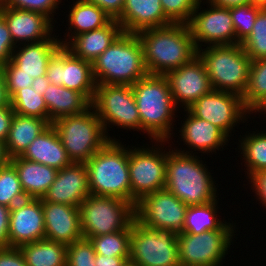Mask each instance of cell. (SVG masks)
Segmentation results:
<instances>
[{"instance_id": "obj_1", "label": "cell", "mask_w": 266, "mask_h": 266, "mask_svg": "<svg viewBox=\"0 0 266 266\" xmlns=\"http://www.w3.org/2000/svg\"><path fill=\"white\" fill-rule=\"evenodd\" d=\"M148 74L165 75L197 56L188 24L171 23L138 33Z\"/></svg>"}, {"instance_id": "obj_2", "label": "cell", "mask_w": 266, "mask_h": 266, "mask_svg": "<svg viewBox=\"0 0 266 266\" xmlns=\"http://www.w3.org/2000/svg\"><path fill=\"white\" fill-rule=\"evenodd\" d=\"M132 90L140 115L141 132L148 134L152 143L171 140L176 125L173 123L174 113L179 107L174 103L166 77L147 74L132 85Z\"/></svg>"}, {"instance_id": "obj_3", "label": "cell", "mask_w": 266, "mask_h": 266, "mask_svg": "<svg viewBox=\"0 0 266 266\" xmlns=\"http://www.w3.org/2000/svg\"><path fill=\"white\" fill-rule=\"evenodd\" d=\"M168 150L165 189L187 206L204 205L216 200L218 185H215L216 181L202 158L173 148Z\"/></svg>"}, {"instance_id": "obj_4", "label": "cell", "mask_w": 266, "mask_h": 266, "mask_svg": "<svg viewBox=\"0 0 266 266\" xmlns=\"http://www.w3.org/2000/svg\"><path fill=\"white\" fill-rule=\"evenodd\" d=\"M109 140L86 163L90 194L117 197L131 203L128 147Z\"/></svg>"}, {"instance_id": "obj_5", "label": "cell", "mask_w": 266, "mask_h": 266, "mask_svg": "<svg viewBox=\"0 0 266 266\" xmlns=\"http://www.w3.org/2000/svg\"><path fill=\"white\" fill-rule=\"evenodd\" d=\"M92 68L96 85L132 86L148 74L138 36L124 32L98 56Z\"/></svg>"}, {"instance_id": "obj_6", "label": "cell", "mask_w": 266, "mask_h": 266, "mask_svg": "<svg viewBox=\"0 0 266 266\" xmlns=\"http://www.w3.org/2000/svg\"><path fill=\"white\" fill-rule=\"evenodd\" d=\"M213 90L243 97L248 85L251 59L242 44L210 45L198 49Z\"/></svg>"}, {"instance_id": "obj_7", "label": "cell", "mask_w": 266, "mask_h": 266, "mask_svg": "<svg viewBox=\"0 0 266 266\" xmlns=\"http://www.w3.org/2000/svg\"><path fill=\"white\" fill-rule=\"evenodd\" d=\"M52 125L74 163H86L109 141L92 106L83 113L58 118Z\"/></svg>"}, {"instance_id": "obj_8", "label": "cell", "mask_w": 266, "mask_h": 266, "mask_svg": "<svg viewBox=\"0 0 266 266\" xmlns=\"http://www.w3.org/2000/svg\"><path fill=\"white\" fill-rule=\"evenodd\" d=\"M84 239L131 230L135 206L121 198L90 194L79 206Z\"/></svg>"}, {"instance_id": "obj_9", "label": "cell", "mask_w": 266, "mask_h": 266, "mask_svg": "<svg viewBox=\"0 0 266 266\" xmlns=\"http://www.w3.org/2000/svg\"><path fill=\"white\" fill-rule=\"evenodd\" d=\"M154 142L152 147H149V145L144 146L143 144V146L140 147L132 146V148H129L128 145L131 203L135 207L137 202L144 196L165 189L166 155L168 151H166V148L165 150L163 148L166 142L167 144L169 142Z\"/></svg>"}, {"instance_id": "obj_10", "label": "cell", "mask_w": 266, "mask_h": 266, "mask_svg": "<svg viewBox=\"0 0 266 266\" xmlns=\"http://www.w3.org/2000/svg\"><path fill=\"white\" fill-rule=\"evenodd\" d=\"M177 237L171 229L146 227L135 218L129 259L138 266H180Z\"/></svg>"}, {"instance_id": "obj_11", "label": "cell", "mask_w": 266, "mask_h": 266, "mask_svg": "<svg viewBox=\"0 0 266 266\" xmlns=\"http://www.w3.org/2000/svg\"><path fill=\"white\" fill-rule=\"evenodd\" d=\"M91 106L101 120L109 140H117L108 135L109 125L141 132L140 115L131 85H96Z\"/></svg>"}, {"instance_id": "obj_12", "label": "cell", "mask_w": 266, "mask_h": 266, "mask_svg": "<svg viewBox=\"0 0 266 266\" xmlns=\"http://www.w3.org/2000/svg\"><path fill=\"white\" fill-rule=\"evenodd\" d=\"M233 224L226 222L219 230L198 235L178 233L180 266H222L236 233L237 225Z\"/></svg>"}, {"instance_id": "obj_13", "label": "cell", "mask_w": 266, "mask_h": 266, "mask_svg": "<svg viewBox=\"0 0 266 266\" xmlns=\"http://www.w3.org/2000/svg\"><path fill=\"white\" fill-rule=\"evenodd\" d=\"M202 3H207L208 8L202 9ZM188 26L197 50L202 46L236 44L230 8L217 6L209 0H199Z\"/></svg>"}, {"instance_id": "obj_14", "label": "cell", "mask_w": 266, "mask_h": 266, "mask_svg": "<svg viewBox=\"0 0 266 266\" xmlns=\"http://www.w3.org/2000/svg\"><path fill=\"white\" fill-rule=\"evenodd\" d=\"M188 110L195 117L209 121L220 128L229 138L233 136L231 131L235 129L234 127L240 124L239 122L248 121L251 114L245 108L240 95L217 90L202 95Z\"/></svg>"}, {"instance_id": "obj_15", "label": "cell", "mask_w": 266, "mask_h": 266, "mask_svg": "<svg viewBox=\"0 0 266 266\" xmlns=\"http://www.w3.org/2000/svg\"><path fill=\"white\" fill-rule=\"evenodd\" d=\"M188 206L166 189L144 196L135 207L136 219L146 227L182 232Z\"/></svg>"}, {"instance_id": "obj_16", "label": "cell", "mask_w": 266, "mask_h": 266, "mask_svg": "<svg viewBox=\"0 0 266 266\" xmlns=\"http://www.w3.org/2000/svg\"><path fill=\"white\" fill-rule=\"evenodd\" d=\"M46 77L50 84L75 90L92 103L96 89L92 63L75 57L64 46L49 60Z\"/></svg>"}, {"instance_id": "obj_17", "label": "cell", "mask_w": 266, "mask_h": 266, "mask_svg": "<svg viewBox=\"0 0 266 266\" xmlns=\"http://www.w3.org/2000/svg\"><path fill=\"white\" fill-rule=\"evenodd\" d=\"M164 76L168 81L175 105L179 104L178 106L184 110L202 95L213 90L205 66L198 55L178 69L167 72Z\"/></svg>"}, {"instance_id": "obj_18", "label": "cell", "mask_w": 266, "mask_h": 266, "mask_svg": "<svg viewBox=\"0 0 266 266\" xmlns=\"http://www.w3.org/2000/svg\"><path fill=\"white\" fill-rule=\"evenodd\" d=\"M8 246L45 239V219L41 198H27L10 208Z\"/></svg>"}, {"instance_id": "obj_19", "label": "cell", "mask_w": 266, "mask_h": 266, "mask_svg": "<svg viewBox=\"0 0 266 266\" xmlns=\"http://www.w3.org/2000/svg\"><path fill=\"white\" fill-rule=\"evenodd\" d=\"M89 195L87 166L72 162L58 171L56 179L41 199L79 207Z\"/></svg>"}, {"instance_id": "obj_20", "label": "cell", "mask_w": 266, "mask_h": 266, "mask_svg": "<svg viewBox=\"0 0 266 266\" xmlns=\"http://www.w3.org/2000/svg\"><path fill=\"white\" fill-rule=\"evenodd\" d=\"M0 13L5 18L15 45L40 42L53 34L55 24L44 14L10 8L1 2Z\"/></svg>"}, {"instance_id": "obj_21", "label": "cell", "mask_w": 266, "mask_h": 266, "mask_svg": "<svg viewBox=\"0 0 266 266\" xmlns=\"http://www.w3.org/2000/svg\"><path fill=\"white\" fill-rule=\"evenodd\" d=\"M185 111V119L183 123L181 121V128L178 130L180 133V139L183 141V145H187L188 149L185 148H174L175 150L185 153V154H198L215 152L216 149L219 151L221 148L227 145L230 138L217 126L211 124L209 121L202 120L195 117L188 109ZM187 115V116H186ZM185 149V150H184ZM191 149V151H190ZM192 149L194 151H192ZM186 151V152H185ZM194 152V153H193Z\"/></svg>"}, {"instance_id": "obj_22", "label": "cell", "mask_w": 266, "mask_h": 266, "mask_svg": "<svg viewBox=\"0 0 266 266\" xmlns=\"http://www.w3.org/2000/svg\"><path fill=\"white\" fill-rule=\"evenodd\" d=\"M45 219V239L65 245L83 238L79 207L45 202L41 199Z\"/></svg>"}, {"instance_id": "obj_23", "label": "cell", "mask_w": 266, "mask_h": 266, "mask_svg": "<svg viewBox=\"0 0 266 266\" xmlns=\"http://www.w3.org/2000/svg\"><path fill=\"white\" fill-rule=\"evenodd\" d=\"M58 37L59 34H53L40 42L17 45L10 61L18 68V73L33 79L45 76L49 60L62 47Z\"/></svg>"}, {"instance_id": "obj_24", "label": "cell", "mask_w": 266, "mask_h": 266, "mask_svg": "<svg viewBox=\"0 0 266 266\" xmlns=\"http://www.w3.org/2000/svg\"><path fill=\"white\" fill-rule=\"evenodd\" d=\"M116 20L124 33L132 34L172 23L165 16L160 0H125L123 11Z\"/></svg>"}, {"instance_id": "obj_25", "label": "cell", "mask_w": 266, "mask_h": 266, "mask_svg": "<svg viewBox=\"0 0 266 266\" xmlns=\"http://www.w3.org/2000/svg\"><path fill=\"white\" fill-rule=\"evenodd\" d=\"M122 33L121 25L112 19L106 26L75 36L65 48L75 57L93 63Z\"/></svg>"}, {"instance_id": "obj_26", "label": "cell", "mask_w": 266, "mask_h": 266, "mask_svg": "<svg viewBox=\"0 0 266 266\" xmlns=\"http://www.w3.org/2000/svg\"><path fill=\"white\" fill-rule=\"evenodd\" d=\"M19 157L54 167L57 170L72 163L52 124L41 132Z\"/></svg>"}, {"instance_id": "obj_27", "label": "cell", "mask_w": 266, "mask_h": 266, "mask_svg": "<svg viewBox=\"0 0 266 266\" xmlns=\"http://www.w3.org/2000/svg\"><path fill=\"white\" fill-rule=\"evenodd\" d=\"M10 162L17 170L27 198H42L59 171L54 167L32 162L19 156L11 158Z\"/></svg>"}, {"instance_id": "obj_28", "label": "cell", "mask_w": 266, "mask_h": 266, "mask_svg": "<svg viewBox=\"0 0 266 266\" xmlns=\"http://www.w3.org/2000/svg\"><path fill=\"white\" fill-rule=\"evenodd\" d=\"M69 7L68 30L65 38L60 39L62 46H66L75 36L106 26L113 18L93 3L76 0ZM71 33V35H70ZM68 37V38H67Z\"/></svg>"}, {"instance_id": "obj_29", "label": "cell", "mask_w": 266, "mask_h": 266, "mask_svg": "<svg viewBox=\"0 0 266 266\" xmlns=\"http://www.w3.org/2000/svg\"><path fill=\"white\" fill-rule=\"evenodd\" d=\"M48 108V123L65 116L77 115L91 107V102L81 93L49 84L43 93Z\"/></svg>"}, {"instance_id": "obj_30", "label": "cell", "mask_w": 266, "mask_h": 266, "mask_svg": "<svg viewBox=\"0 0 266 266\" xmlns=\"http://www.w3.org/2000/svg\"><path fill=\"white\" fill-rule=\"evenodd\" d=\"M49 125L45 119L14 113L9 135L5 142L8 157L11 159L20 156Z\"/></svg>"}, {"instance_id": "obj_31", "label": "cell", "mask_w": 266, "mask_h": 266, "mask_svg": "<svg viewBox=\"0 0 266 266\" xmlns=\"http://www.w3.org/2000/svg\"><path fill=\"white\" fill-rule=\"evenodd\" d=\"M27 266H66L67 245L48 239L21 245Z\"/></svg>"}, {"instance_id": "obj_32", "label": "cell", "mask_w": 266, "mask_h": 266, "mask_svg": "<svg viewBox=\"0 0 266 266\" xmlns=\"http://www.w3.org/2000/svg\"><path fill=\"white\" fill-rule=\"evenodd\" d=\"M239 139L238 150L245 166V173L249 179L255 173L266 170V131H253ZM259 132V133H258ZM247 170V171H246Z\"/></svg>"}, {"instance_id": "obj_33", "label": "cell", "mask_w": 266, "mask_h": 266, "mask_svg": "<svg viewBox=\"0 0 266 266\" xmlns=\"http://www.w3.org/2000/svg\"><path fill=\"white\" fill-rule=\"evenodd\" d=\"M218 202L216 199L204 205L188 206L182 232L198 235L205 231L219 230L226 221L220 220L216 214L219 213Z\"/></svg>"}, {"instance_id": "obj_34", "label": "cell", "mask_w": 266, "mask_h": 266, "mask_svg": "<svg viewBox=\"0 0 266 266\" xmlns=\"http://www.w3.org/2000/svg\"><path fill=\"white\" fill-rule=\"evenodd\" d=\"M266 98V57L251 61L248 85L242 97L245 108L253 110Z\"/></svg>"}, {"instance_id": "obj_35", "label": "cell", "mask_w": 266, "mask_h": 266, "mask_svg": "<svg viewBox=\"0 0 266 266\" xmlns=\"http://www.w3.org/2000/svg\"><path fill=\"white\" fill-rule=\"evenodd\" d=\"M96 254L112 257H130L131 230L94 236L89 239Z\"/></svg>"}, {"instance_id": "obj_36", "label": "cell", "mask_w": 266, "mask_h": 266, "mask_svg": "<svg viewBox=\"0 0 266 266\" xmlns=\"http://www.w3.org/2000/svg\"><path fill=\"white\" fill-rule=\"evenodd\" d=\"M10 105L17 114L39 117L48 122V108L44 97L36 93L31 86L18 90L10 98Z\"/></svg>"}, {"instance_id": "obj_37", "label": "cell", "mask_w": 266, "mask_h": 266, "mask_svg": "<svg viewBox=\"0 0 266 266\" xmlns=\"http://www.w3.org/2000/svg\"><path fill=\"white\" fill-rule=\"evenodd\" d=\"M27 199L15 166L9 161L0 167V204L12 208Z\"/></svg>"}, {"instance_id": "obj_38", "label": "cell", "mask_w": 266, "mask_h": 266, "mask_svg": "<svg viewBox=\"0 0 266 266\" xmlns=\"http://www.w3.org/2000/svg\"><path fill=\"white\" fill-rule=\"evenodd\" d=\"M241 44L252 61L266 57V9L259 12L250 35Z\"/></svg>"}, {"instance_id": "obj_39", "label": "cell", "mask_w": 266, "mask_h": 266, "mask_svg": "<svg viewBox=\"0 0 266 266\" xmlns=\"http://www.w3.org/2000/svg\"><path fill=\"white\" fill-rule=\"evenodd\" d=\"M261 10L262 8L253 6L251 3L230 8L236 33V44H241L250 35Z\"/></svg>"}, {"instance_id": "obj_40", "label": "cell", "mask_w": 266, "mask_h": 266, "mask_svg": "<svg viewBox=\"0 0 266 266\" xmlns=\"http://www.w3.org/2000/svg\"><path fill=\"white\" fill-rule=\"evenodd\" d=\"M95 258L94 247L88 239L67 245L66 266H95Z\"/></svg>"}, {"instance_id": "obj_41", "label": "cell", "mask_w": 266, "mask_h": 266, "mask_svg": "<svg viewBox=\"0 0 266 266\" xmlns=\"http://www.w3.org/2000/svg\"><path fill=\"white\" fill-rule=\"evenodd\" d=\"M165 16L172 23L188 24L199 0H160Z\"/></svg>"}, {"instance_id": "obj_42", "label": "cell", "mask_w": 266, "mask_h": 266, "mask_svg": "<svg viewBox=\"0 0 266 266\" xmlns=\"http://www.w3.org/2000/svg\"><path fill=\"white\" fill-rule=\"evenodd\" d=\"M7 7L29 10L46 15L54 23V13L61 0H0Z\"/></svg>"}, {"instance_id": "obj_43", "label": "cell", "mask_w": 266, "mask_h": 266, "mask_svg": "<svg viewBox=\"0 0 266 266\" xmlns=\"http://www.w3.org/2000/svg\"><path fill=\"white\" fill-rule=\"evenodd\" d=\"M0 70L5 79L6 89L9 98H11L18 90L30 87L33 83V78L23 73H18V68L8 61L0 67Z\"/></svg>"}, {"instance_id": "obj_44", "label": "cell", "mask_w": 266, "mask_h": 266, "mask_svg": "<svg viewBox=\"0 0 266 266\" xmlns=\"http://www.w3.org/2000/svg\"><path fill=\"white\" fill-rule=\"evenodd\" d=\"M16 46L17 45H15L12 40L5 18L0 13V67L11 60L12 53Z\"/></svg>"}, {"instance_id": "obj_45", "label": "cell", "mask_w": 266, "mask_h": 266, "mask_svg": "<svg viewBox=\"0 0 266 266\" xmlns=\"http://www.w3.org/2000/svg\"><path fill=\"white\" fill-rule=\"evenodd\" d=\"M0 266H27L23 253L19 247H5L0 249Z\"/></svg>"}, {"instance_id": "obj_46", "label": "cell", "mask_w": 266, "mask_h": 266, "mask_svg": "<svg viewBox=\"0 0 266 266\" xmlns=\"http://www.w3.org/2000/svg\"><path fill=\"white\" fill-rule=\"evenodd\" d=\"M249 184L261 206L266 208V170L259 171L249 178ZM251 182V183H250Z\"/></svg>"}, {"instance_id": "obj_47", "label": "cell", "mask_w": 266, "mask_h": 266, "mask_svg": "<svg viewBox=\"0 0 266 266\" xmlns=\"http://www.w3.org/2000/svg\"><path fill=\"white\" fill-rule=\"evenodd\" d=\"M89 3H93L105 11L113 19H117L125 4V0H85Z\"/></svg>"}, {"instance_id": "obj_48", "label": "cell", "mask_w": 266, "mask_h": 266, "mask_svg": "<svg viewBox=\"0 0 266 266\" xmlns=\"http://www.w3.org/2000/svg\"><path fill=\"white\" fill-rule=\"evenodd\" d=\"M14 113L11 105L0 107V141L4 143L8 138Z\"/></svg>"}, {"instance_id": "obj_49", "label": "cell", "mask_w": 266, "mask_h": 266, "mask_svg": "<svg viewBox=\"0 0 266 266\" xmlns=\"http://www.w3.org/2000/svg\"><path fill=\"white\" fill-rule=\"evenodd\" d=\"M10 208L0 204V249L8 247Z\"/></svg>"}, {"instance_id": "obj_50", "label": "cell", "mask_w": 266, "mask_h": 266, "mask_svg": "<svg viewBox=\"0 0 266 266\" xmlns=\"http://www.w3.org/2000/svg\"><path fill=\"white\" fill-rule=\"evenodd\" d=\"M130 257H112L96 254L95 266H122Z\"/></svg>"}, {"instance_id": "obj_51", "label": "cell", "mask_w": 266, "mask_h": 266, "mask_svg": "<svg viewBox=\"0 0 266 266\" xmlns=\"http://www.w3.org/2000/svg\"><path fill=\"white\" fill-rule=\"evenodd\" d=\"M49 84L50 82L45 75L34 79L31 87L35 90L36 93L43 95L45 89L49 86Z\"/></svg>"}, {"instance_id": "obj_52", "label": "cell", "mask_w": 266, "mask_h": 266, "mask_svg": "<svg viewBox=\"0 0 266 266\" xmlns=\"http://www.w3.org/2000/svg\"><path fill=\"white\" fill-rule=\"evenodd\" d=\"M9 105H10V98L7 93L5 79L0 70V107L9 106Z\"/></svg>"}, {"instance_id": "obj_53", "label": "cell", "mask_w": 266, "mask_h": 266, "mask_svg": "<svg viewBox=\"0 0 266 266\" xmlns=\"http://www.w3.org/2000/svg\"><path fill=\"white\" fill-rule=\"evenodd\" d=\"M209 1H211L213 4L217 6L226 7V8H231L234 6L250 3V0H209Z\"/></svg>"}, {"instance_id": "obj_54", "label": "cell", "mask_w": 266, "mask_h": 266, "mask_svg": "<svg viewBox=\"0 0 266 266\" xmlns=\"http://www.w3.org/2000/svg\"><path fill=\"white\" fill-rule=\"evenodd\" d=\"M10 161L7 155L5 143L0 141V167L6 165Z\"/></svg>"}, {"instance_id": "obj_55", "label": "cell", "mask_w": 266, "mask_h": 266, "mask_svg": "<svg viewBox=\"0 0 266 266\" xmlns=\"http://www.w3.org/2000/svg\"><path fill=\"white\" fill-rule=\"evenodd\" d=\"M263 111L266 113V98L253 110L252 113L256 114L259 112L260 114H263Z\"/></svg>"}, {"instance_id": "obj_56", "label": "cell", "mask_w": 266, "mask_h": 266, "mask_svg": "<svg viewBox=\"0 0 266 266\" xmlns=\"http://www.w3.org/2000/svg\"><path fill=\"white\" fill-rule=\"evenodd\" d=\"M250 3L253 6L260 7L262 9H266V0H250Z\"/></svg>"}, {"instance_id": "obj_57", "label": "cell", "mask_w": 266, "mask_h": 266, "mask_svg": "<svg viewBox=\"0 0 266 266\" xmlns=\"http://www.w3.org/2000/svg\"><path fill=\"white\" fill-rule=\"evenodd\" d=\"M122 266H138V265L129 259V260H126Z\"/></svg>"}]
</instances>
